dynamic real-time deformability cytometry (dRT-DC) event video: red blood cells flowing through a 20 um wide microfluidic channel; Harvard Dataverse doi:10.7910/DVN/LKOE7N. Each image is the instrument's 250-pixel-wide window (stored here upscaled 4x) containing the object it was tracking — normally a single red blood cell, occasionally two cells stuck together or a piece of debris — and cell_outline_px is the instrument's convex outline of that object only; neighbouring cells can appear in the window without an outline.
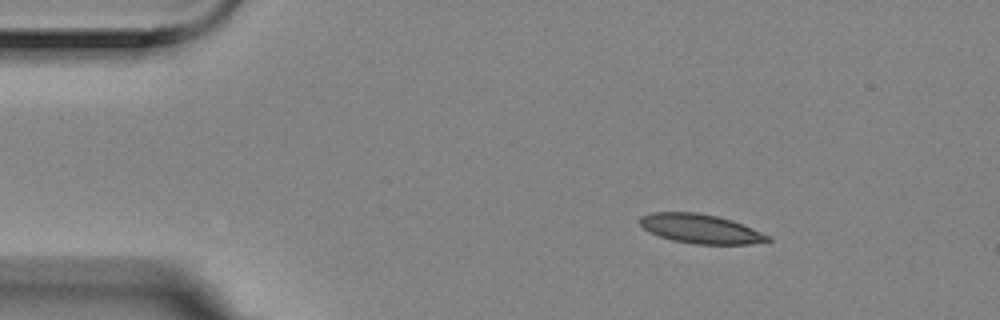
{"species": "Egyptian fruit bat (a non-hibernating species)", "species_latin": "Rousettus aegyptiacus", "temperature_condition": "room temperature", "stored_images_in_passage": 5, "segment_of_instrument_passage": [1, 2], "camera_frame_rate_fps": 3000, "um_per_image_px": 0.085, "animal": {"sex": "female"}, "frame": {"image": 1, "passage_image": 2, "time_ms": 0.333, "image_size_px": [1000, 320], "cell_outline_px": [[772, 240], [748, 244], [696, 244], [672, 240], [648, 232], [640, 224], [640, 216], [652, 212], [696, 212], [716, 216], [732, 220], [772, 236]], "centroid_in_image_um": [59.55, 19.44], "position_along_channel_um": 25.5, "area_um2": 21.73}}